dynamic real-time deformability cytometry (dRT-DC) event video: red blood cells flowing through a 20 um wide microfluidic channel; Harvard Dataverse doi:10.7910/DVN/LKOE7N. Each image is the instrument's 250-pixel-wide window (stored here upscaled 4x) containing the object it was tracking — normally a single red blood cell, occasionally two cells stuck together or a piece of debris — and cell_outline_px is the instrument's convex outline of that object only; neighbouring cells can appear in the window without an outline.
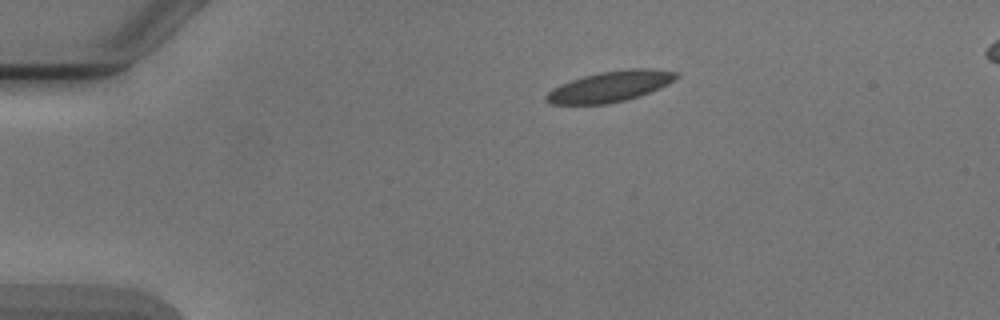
{"species": "Egyptian fruit bat (a non-hibernating species)", "species_latin": "Rousettus aegyptiacus", "temperature_condition": "cold", "stored_images_in_passage": 4, "camera_frame_rate_fps": 3000, "um_per_image_px": 0.085, "animal": {"sex": "male"}, "frame": {"image": 1, "passage_image": 4, "time_ms": 3.667, "image_size_px": [1000, 320], "cell_outline_px": [[680, 76], [668, 84], [648, 92], [624, 100], [604, 104], [552, 104], [544, 100], [544, 96], [552, 88], [560, 84], [584, 76], [600, 72], [628, 68], [656, 68], [676, 72]], "centroid_in_image_um": [51.85, 7.33], "position_along_channel_um": 33.2, "area_um2": 23.12}}